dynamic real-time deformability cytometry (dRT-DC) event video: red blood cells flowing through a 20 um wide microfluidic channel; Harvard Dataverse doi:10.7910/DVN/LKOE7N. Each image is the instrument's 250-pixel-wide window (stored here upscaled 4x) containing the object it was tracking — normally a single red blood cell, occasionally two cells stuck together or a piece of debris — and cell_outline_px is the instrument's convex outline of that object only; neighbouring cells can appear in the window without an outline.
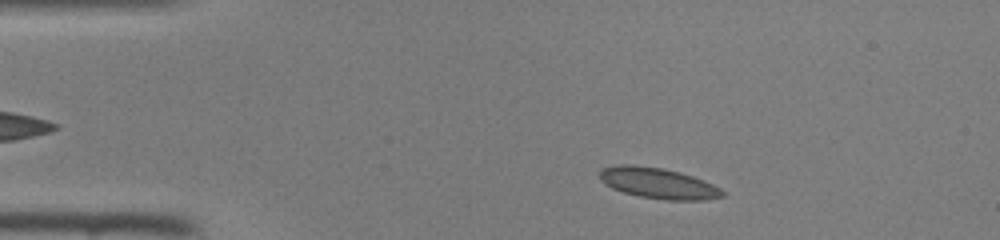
{"species": "common noctule bat (a hibernating species)", "species_latin": "Nyctalus noctula", "temperature_condition": "room temperature", "stored_images_in_passage": 44, "camera_frame_rate_fps": 3000, "um_per_image_px": 0.085, "animal": {"sex": "female", "body_mass_g": 22.0, "forearm_length_mm": 56.7}, "frame": {"image": 1, "passage_image": 5, "time_ms": 1.333, "image_size_px": [1000, 240], "cell_outline_px": [[724, 196], [704, 200], [664, 200], [640, 196], [624, 192], [612, 188], [604, 184], [600, 180], [600, 168], [616, 164], [632, 164], [664, 168], [680, 172], [692, 176], [712, 184], [720, 188], [724, 192]], "centroid_in_image_um": [55.9, 15.56], "position_along_channel_um": 29.1, "area_um2": 22.14}}
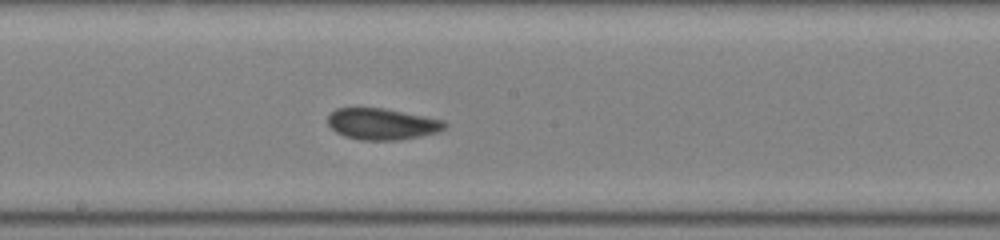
{"frame": {"image": 2, "passage_image": 22, "time_ms": 7.0, "image_size_px": [1000, 240], "cell_outline_px": [[448, 124], [444, 128], [436, 132], [420, 136], [400, 140], [360, 140], [344, 136], [336, 132], [328, 124], [328, 116], [336, 108], [384, 108], [444, 120]], "centroid_in_image_um": [32.47, 10.54], "position_along_channel_um": 215.7, "area_um2": 21.27}}
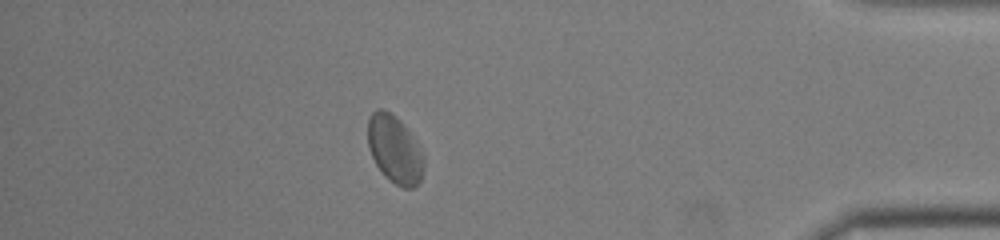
{"frame": {"image": 3, "passage_image": 38, "time_ms": 12.333, "image_size_px": [1000, 240], "cell_outline_px": [[424, 168], [420, 180], [412, 188], [404, 188], [388, 180], [384, 176], [376, 164], [372, 156], [368, 144], [368, 120], [372, 112], [376, 108], [380, 108], [396, 116], [400, 120], [424, 152]], "centroid_in_image_um": [33.56, 12.7], "position_along_channel_um": 401.6, "area_um2": 22.14}}